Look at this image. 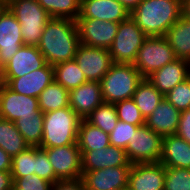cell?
<instances>
[{
  "label": "cell",
  "instance_id": "6da1fadb",
  "mask_svg": "<svg viewBox=\"0 0 190 190\" xmlns=\"http://www.w3.org/2000/svg\"><path fill=\"white\" fill-rule=\"evenodd\" d=\"M79 44L75 20L51 18L44 27L37 47L46 62L54 66L74 59Z\"/></svg>",
  "mask_w": 190,
  "mask_h": 190
},
{
  "label": "cell",
  "instance_id": "7a4b0ae2",
  "mask_svg": "<svg viewBox=\"0 0 190 190\" xmlns=\"http://www.w3.org/2000/svg\"><path fill=\"white\" fill-rule=\"evenodd\" d=\"M130 17L148 37L165 36L182 17V0H142Z\"/></svg>",
  "mask_w": 190,
  "mask_h": 190
},
{
  "label": "cell",
  "instance_id": "3957f363",
  "mask_svg": "<svg viewBox=\"0 0 190 190\" xmlns=\"http://www.w3.org/2000/svg\"><path fill=\"white\" fill-rule=\"evenodd\" d=\"M80 121L81 118L70 106L45 112L40 148L76 144Z\"/></svg>",
  "mask_w": 190,
  "mask_h": 190
},
{
  "label": "cell",
  "instance_id": "277c9868",
  "mask_svg": "<svg viewBox=\"0 0 190 190\" xmlns=\"http://www.w3.org/2000/svg\"><path fill=\"white\" fill-rule=\"evenodd\" d=\"M143 78L133 64L113 63L100 81L103 101L115 104L131 99Z\"/></svg>",
  "mask_w": 190,
  "mask_h": 190
},
{
  "label": "cell",
  "instance_id": "5b68a950",
  "mask_svg": "<svg viewBox=\"0 0 190 190\" xmlns=\"http://www.w3.org/2000/svg\"><path fill=\"white\" fill-rule=\"evenodd\" d=\"M6 6L20 23L24 45L37 46L44 27L51 19L37 0H6Z\"/></svg>",
  "mask_w": 190,
  "mask_h": 190
},
{
  "label": "cell",
  "instance_id": "8992f818",
  "mask_svg": "<svg viewBox=\"0 0 190 190\" xmlns=\"http://www.w3.org/2000/svg\"><path fill=\"white\" fill-rule=\"evenodd\" d=\"M147 37L131 17L120 22L112 45L108 49L113 63L133 64Z\"/></svg>",
  "mask_w": 190,
  "mask_h": 190
},
{
  "label": "cell",
  "instance_id": "52a82bcc",
  "mask_svg": "<svg viewBox=\"0 0 190 190\" xmlns=\"http://www.w3.org/2000/svg\"><path fill=\"white\" fill-rule=\"evenodd\" d=\"M172 47L164 36L147 37L133 63L135 69L146 78L152 72L176 60Z\"/></svg>",
  "mask_w": 190,
  "mask_h": 190
},
{
  "label": "cell",
  "instance_id": "ba28073f",
  "mask_svg": "<svg viewBox=\"0 0 190 190\" xmlns=\"http://www.w3.org/2000/svg\"><path fill=\"white\" fill-rule=\"evenodd\" d=\"M163 137L146 125L134 132L125 149L131 164L159 162L162 154Z\"/></svg>",
  "mask_w": 190,
  "mask_h": 190
},
{
  "label": "cell",
  "instance_id": "9c48e42d",
  "mask_svg": "<svg viewBox=\"0 0 190 190\" xmlns=\"http://www.w3.org/2000/svg\"><path fill=\"white\" fill-rule=\"evenodd\" d=\"M43 149L59 181L82 177L81 152L77 143Z\"/></svg>",
  "mask_w": 190,
  "mask_h": 190
},
{
  "label": "cell",
  "instance_id": "30bf717a",
  "mask_svg": "<svg viewBox=\"0 0 190 190\" xmlns=\"http://www.w3.org/2000/svg\"><path fill=\"white\" fill-rule=\"evenodd\" d=\"M80 43L90 47L109 49L116 36L119 23L100 19L77 18Z\"/></svg>",
  "mask_w": 190,
  "mask_h": 190
},
{
  "label": "cell",
  "instance_id": "8fae6325",
  "mask_svg": "<svg viewBox=\"0 0 190 190\" xmlns=\"http://www.w3.org/2000/svg\"><path fill=\"white\" fill-rule=\"evenodd\" d=\"M74 60L86 80L100 82L113 64L108 49L79 44Z\"/></svg>",
  "mask_w": 190,
  "mask_h": 190
},
{
  "label": "cell",
  "instance_id": "7c38bea8",
  "mask_svg": "<svg viewBox=\"0 0 190 190\" xmlns=\"http://www.w3.org/2000/svg\"><path fill=\"white\" fill-rule=\"evenodd\" d=\"M40 111L38 98L18 94L6 84L0 87V118L9 121L34 116Z\"/></svg>",
  "mask_w": 190,
  "mask_h": 190
},
{
  "label": "cell",
  "instance_id": "4fadbf2b",
  "mask_svg": "<svg viewBox=\"0 0 190 190\" xmlns=\"http://www.w3.org/2000/svg\"><path fill=\"white\" fill-rule=\"evenodd\" d=\"M130 169L131 166H118L82 171V179L86 189L122 190L128 188Z\"/></svg>",
  "mask_w": 190,
  "mask_h": 190
},
{
  "label": "cell",
  "instance_id": "5bb4252c",
  "mask_svg": "<svg viewBox=\"0 0 190 190\" xmlns=\"http://www.w3.org/2000/svg\"><path fill=\"white\" fill-rule=\"evenodd\" d=\"M22 45L20 23L6 6L0 13V62L7 64Z\"/></svg>",
  "mask_w": 190,
  "mask_h": 190
},
{
  "label": "cell",
  "instance_id": "9a60e30c",
  "mask_svg": "<svg viewBox=\"0 0 190 190\" xmlns=\"http://www.w3.org/2000/svg\"><path fill=\"white\" fill-rule=\"evenodd\" d=\"M165 166L160 162L132 164L129 190H164Z\"/></svg>",
  "mask_w": 190,
  "mask_h": 190
},
{
  "label": "cell",
  "instance_id": "2e32d148",
  "mask_svg": "<svg viewBox=\"0 0 190 190\" xmlns=\"http://www.w3.org/2000/svg\"><path fill=\"white\" fill-rule=\"evenodd\" d=\"M190 77V62L176 59L152 72L146 79L165 96L179 83Z\"/></svg>",
  "mask_w": 190,
  "mask_h": 190
},
{
  "label": "cell",
  "instance_id": "e0dca14e",
  "mask_svg": "<svg viewBox=\"0 0 190 190\" xmlns=\"http://www.w3.org/2000/svg\"><path fill=\"white\" fill-rule=\"evenodd\" d=\"M103 102L101 84L98 81L87 80L69 91V106L81 119H86Z\"/></svg>",
  "mask_w": 190,
  "mask_h": 190
},
{
  "label": "cell",
  "instance_id": "ac0fdd59",
  "mask_svg": "<svg viewBox=\"0 0 190 190\" xmlns=\"http://www.w3.org/2000/svg\"><path fill=\"white\" fill-rule=\"evenodd\" d=\"M47 64L37 46L22 45L16 54L4 65L5 78H19L36 71Z\"/></svg>",
  "mask_w": 190,
  "mask_h": 190
},
{
  "label": "cell",
  "instance_id": "d6986e66",
  "mask_svg": "<svg viewBox=\"0 0 190 190\" xmlns=\"http://www.w3.org/2000/svg\"><path fill=\"white\" fill-rule=\"evenodd\" d=\"M6 85L18 94L39 97L40 93L54 81V68L50 64L19 78H5Z\"/></svg>",
  "mask_w": 190,
  "mask_h": 190
},
{
  "label": "cell",
  "instance_id": "ffe728a7",
  "mask_svg": "<svg viewBox=\"0 0 190 190\" xmlns=\"http://www.w3.org/2000/svg\"><path fill=\"white\" fill-rule=\"evenodd\" d=\"M80 152L82 171H93L107 167L132 166L128 161L125 149L113 145L98 150Z\"/></svg>",
  "mask_w": 190,
  "mask_h": 190
},
{
  "label": "cell",
  "instance_id": "44dd1931",
  "mask_svg": "<svg viewBox=\"0 0 190 190\" xmlns=\"http://www.w3.org/2000/svg\"><path fill=\"white\" fill-rule=\"evenodd\" d=\"M130 12L117 0H81L78 18L100 19L101 21L123 22Z\"/></svg>",
  "mask_w": 190,
  "mask_h": 190
},
{
  "label": "cell",
  "instance_id": "7402d4cb",
  "mask_svg": "<svg viewBox=\"0 0 190 190\" xmlns=\"http://www.w3.org/2000/svg\"><path fill=\"white\" fill-rule=\"evenodd\" d=\"M180 113L164 98L145 120V125L162 137L175 135L179 125Z\"/></svg>",
  "mask_w": 190,
  "mask_h": 190
},
{
  "label": "cell",
  "instance_id": "603a6c76",
  "mask_svg": "<svg viewBox=\"0 0 190 190\" xmlns=\"http://www.w3.org/2000/svg\"><path fill=\"white\" fill-rule=\"evenodd\" d=\"M159 162L165 167L190 169V143L176 134L164 136Z\"/></svg>",
  "mask_w": 190,
  "mask_h": 190
},
{
  "label": "cell",
  "instance_id": "cb8c5ba5",
  "mask_svg": "<svg viewBox=\"0 0 190 190\" xmlns=\"http://www.w3.org/2000/svg\"><path fill=\"white\" fill-rule=\"evenodd\" d=\"M164 37L176 58L190 62V19L182 16L168 29Z\"/></svg>",
  "mask_w": 190,
  "mask_h": 190
},
{
  "label": "cell",
  "instance_id": "d4e9b609",
  "mask_svg": "<svg viewBox=\"0 0 190 190\" xmlns=\"http://www.w3.org/2000/svg\"><path fill=\"white\" fill-rule=\"evenodd\" d=\"M77 144L80 151H92L110 145L109 134L81 119L78 129Z\"/></svg>",
  "mask_w": 190,
  "mask_h": 190
},
{
  "label": "cell",
  "instance_id": "484cf974",
  "mask_svg": "<svg viewBox=\"0 0 190 190\" xmlns=\"http://www.w3.org/2000/svg\"><path fill=\"white\" fill-rule=\"evenodd\" d=\"M132 99L146 120L158 107L164 96L146 78H143Z\"/></svg>",
  "mask_w": 190,
  "mask_h": 190
},
{
  "label": "cell",
  "instance_id": "4316f807",
  "mask_svg": "<svg viewBox=\"0 0 190 190\" xmlns=\"http://www.w3.org/2000/svg\"><path fill=\"white\" fill-rule=\"evenodd\" d=\"M0 147L11 157L30 147L13 121L0 118Z\"/></svg>",
  "mask_w": 190,
  "mask_h": 190
},
{
  "label": "cell",
  "instance_id": "83f0119b",
  "mask_svg": "<svg viewBox=\"0 0 190 190\" xmlns=\"http://www.w3.org/2000/svg\"><path fill=\"white\" fill-rule=\"evenodd\" d=\"M38 104L43 113L69 107V91L54 80L40 93Z\"/></svg>",
  "mask_w": 190,
  "mask_h": 190
},
{
  "label": "cell",
  "instance_id": "f1b7e54d",
  "mask_svg": "<svg viewBox=\"0 0 190 190\" xmlns=\"http://www.w3.org/2000/svg\"><path fill=\"white\" fill-rule=\"evenodd\" d=\"M53 68L54 80L68 91L79 87L87 81L74 59L58 63Z\"/></svg>",
  "mask_w": 190,
  "mask_h": 190
},
{
  "label": "cell",
  "instance_id": "f546056e",
  "mask_svg": "<svg viewBox=\"0 0 190 190\" xmlns=\"http://www.w3.org/2000/svg\"><path fill=\"white\" fill-rule=\"evenodd\" d=\"M44 113L40 110L34 116L20 117L14 124L30 147H40L43 134Z\"/></svg>",
  "mask_w": 190,
  "mask_h": 190
},
{
  "label": "cell",
  "instance_id": "4dcf8cb0",
  "mask_svg": "<svg viewBox=\"0 0 190 190\" xmlns=\"http://www.w3.org/2000/svg\"><path fill=\"white\" fill-rule=\"evenodd\" d=\"M51 18L76 20L81 0H37Z\"/></svg>",
  "mask_w": 190,
  "mask_h": 190
},
{
  "label": "cell",
  "instance_id": "1f68e13d",
  "mask_svg": "<svg viewBox=\"0 0 190 190\" xmlns=\"http://www.w3.org/2000/svg\"><path fill=\"white\" fill-rule=\"evenodd\" d=\"M85 120L109 134L116 127L119 118L115 105L103 102Z\"/></svg>",
  "mask_w": 190,
  "mask_h": 190
},
{
  "label": "cell",
  "instance_id": "d6a6232c",
  "mask_svg": "<svg viewBox=\"0 0 190 190\" xmlns=\"http://www.w3.org/2000/svg\"><path fill=\"white\" fill-rule=\"evenodd\" d=\"M35 147H28L25 151L12 157V178H19L28 174H34Z\"/></svg>",
  "mask_w": 190,
  "mask_h": 190
},
{
  "label": "cell",
  "instance_id": "836d02e7",
  "mask_svg": "<svg viewBox=\"0 0 190 190\" xmlns=\"http://www.w3.org/2000/svg\"><path fill=\"white\" fill-rule=\"evenodd\" d=\"M164 190H190V169L165 167Z\"/></svg>",
  "mask_w": 190,
  "mask_h": 190
},
{
  "label": "cell",
  "instance_id": "e575fe53",
  "mask_svg": "<svg viewBox=\"0 0 190 190\" xmlns=\"http://www.w3.org/2000/svg\"><path fill=\"white\" fill-rule=\"evenodd\" d=\"M114 105L120 121L136 126L145 125V119L132 98L122 100Z\"/></svg>",
  "mask_w": 190,
  "mask_h": 190
},
{
  "label": "cell",
  "instance_id": "d590c367",
  "mask_svg": "<svg viewBox=\"0 0 190 190\" xmlns=\"http://www.w3.org/2000/svg\"><path fill=\"white\" fill-rule=\"evenodd\" d=\"M164 98L177 110L184 111L190 108V77L175 86Z\"/></svg>",
  "mask_w": 190,
  "mask_h": 190
},
{
  "label": "cell",
  "instance_id": "8d00e7d4",
  "mask_svg": "<svg viewBox=\"0 0 190 190\" xmlns=\"http://www.w3.org/2000/svg\"><path fill=\"white\" fill-rule=\"evenodd\" d=\"M141 126L131 125L118 121L114 130L109 133L110 145L126 149L129 140L132 139L134 132Z\"/></svg>",
  "mask_w": 190,
  "mask_h": 190
},
{
  "label": "cell",
  "instance_id": "74e56055",
  "mask_svg": "<svg viewBox=\"0 0 190 190\" xmlns=\"http://www.w3.org/2000/svg\"><path fill=\"white\" fill-rule=\"evenodd\" d=\"M34 174L45 180L55 183L59 181L55 175L53 167L47 157V153L43 148L35 147V170Z\"/></svg>",
  "mask_w": 190,
  "mask_h": 190
},
{
  "label": "cell",
  "instance_id": "f35d334b",
  "mask_svg": "<svg viewBox=\"0 0 190 190\" xmlns=\"http://www.w3.org/2000/svg\"><path fill=\"white\" fill-rule=\"evenodd\" d=\"M13 190H52L53 183L39 177L37 174H28L13 178Z\"/></svg>",
  "mask_w": 190,
  "mask_h": 190
},
{
  "label": "cell",
  "instance_id": "ab89813d",
  "mask_svg": "<svg viewBox=\"0 0 190 190\" xmlns=\"http://www.w3.org/2000/svg\"><path fill=\"white\" fill-rule=\"evenodd\" d=\"M176 135L190 143V108L181 111Z\"/></svg>",
  "mask_w": 190,
  "mask_h": 190
},
{
  "label": "cell",
  "instance_id": "60d3db41",
  "mask_svg": "<svg viewBox=\"0 0 190 190\" xmlns=\"http://www.w3.org/2000/svg\"><path fill=\"white\" fill-rule=\"evenodd\" d=\"M52 190H85L82 177L72 180H60L52 185Z\"/></svg>",
  "mask_w": 190,
  "mask_h": 190
},
{
  "label": "cell",
  "instance_id": "b9f144b4",
  "mask_svg": "<svg viewBox=\"0 0 190 190\" xmlns=\"http://www.w3.org/2000/svg\"><path fill=\"white\" fill-rule=\"evenodd\" d=\"M13 182L11 172L0 171V190H13Z\"/></svg>",
  "mask_w": 190,
  "mask_h": 190
},
{
  "label": "cell",
  "instance_id": "7bdbcfd3",
  "mask_svg": "<svg viewBox=\"0 0 190 190\" xmlns=\"http://www.w3.org/2000/svg\"><path fill=\"white\" fill-rule=\"evenodd\" d=\"M12 157L0 147V171L11 172Z\"/></svg>",
  "mask_w": 190,
  "mask_h": 190
},
{
  "label": "cell",
  "instance_id": "ee69618b",
  "mask_svg": "<svg viewBox=\"0 0 190 190\" xmlns=\"http://www.w3.org/2000/svg\"><path fill=\"white\" fill-rule=\"evenodd\" d=\"M117 1L131 13L142 0H117Z\"/></svg>",
  "mask_w": 190,
  "mask_h": 190
},
{
  "label": "cell",
  "instance_id": "f6af8a7d",
  "mask_svg": "<svg viewBox=\"0 0 190 190\" xmlns=\"http://www.w3.org/2000/svg\"><path fill=\"white\" fill-rule=\"evenodd\" d=\"M182 16L190 19V0H182Z\"/></svg>",
  "mask_w": 190,
  "mask_h": 190
},
{
  "label": "cell",
  "instance_id": "bcb514c9",
  "mask_svg": "<svg viewBox=\"0 0 190 190\" xmlns=\"http://www.w3.org/2000/svg\"><path fill=\"white\" fill-rule=\"evenodd\" d=\"M6 84L5 74H4V65L0 62V87Z\"/></svg>",
  "mask_w": 190,
  "mask_h": 190
},
{
  "label": "cell",
  "instance_id": "7dc6e473",
  "mask_svg": "<svg viewBox=\"0 0 190 190\" xmlns=\"http://www.w3.org/2000/svg\"><path fill=\"white\" fill-rule=\"evenodd\" d=\"M6 7V0H0V13L4 10Z\"/></svg>",
  "mask_w": 190,
  "mask_h": 190
}]
</instances>
